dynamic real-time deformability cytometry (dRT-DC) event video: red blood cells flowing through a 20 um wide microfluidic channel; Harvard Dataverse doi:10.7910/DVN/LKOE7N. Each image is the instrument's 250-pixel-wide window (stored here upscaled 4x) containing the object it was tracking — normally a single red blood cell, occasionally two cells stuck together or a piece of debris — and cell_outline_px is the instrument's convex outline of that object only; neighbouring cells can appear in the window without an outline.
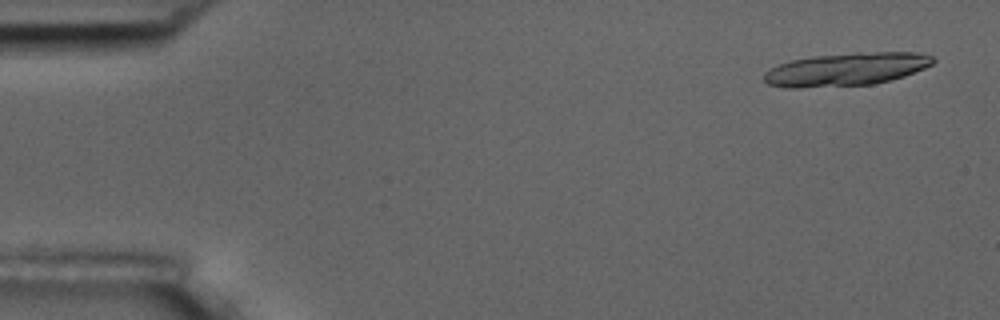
{"species": "common noctule bat (a hibernating species)", "species_latin": "Nyctalus noctula", "temperature_condition": "room temperature", "stored_images_in_passage": 20, "camera_frame_rate_fps": 3000, "um_per_image_px": 0.085, "animal": {"sex": "male", "body_mass_g": 17.5, "forearm_length_mm": 52.3}, "frame": {"image": 1, "passage_image": 3, "time_ms": 0.667, "image_size_px": [1000, 320], "cell_outline_px": [[936, 60], [932, 64], [924, 68], [904, 76], [872, 84], [800, 88], [784, 88], [768, 84], [764, 80], [764, 72], [768, 68], [792, 60], [812, 56], [856, 52], [920, 52], [932, 56]], "centroid_in_image_um": [71.91, 5.88], "position_along_channel_um": 13.1, "area_um2": 32.66}}